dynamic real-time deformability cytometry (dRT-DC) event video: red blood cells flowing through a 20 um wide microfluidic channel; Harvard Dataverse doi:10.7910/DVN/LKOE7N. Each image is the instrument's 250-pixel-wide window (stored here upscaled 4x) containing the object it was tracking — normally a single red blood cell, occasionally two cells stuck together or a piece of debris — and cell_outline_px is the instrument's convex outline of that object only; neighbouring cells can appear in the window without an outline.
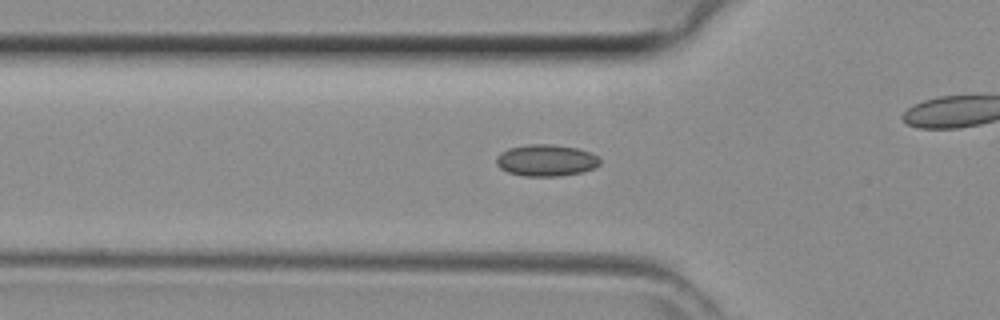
{"species": "common noctule bat (a hibernating species)", "species_latin": "Nyctalus noctula", "temperature_condition": "room temperature", "stored_images_in_passage": 44, "camera_frame_rate_fps": 3000, "um_per_image_px": 0.085, "animal": {"sex": "female", "body_mass_g": 29.2, "forearm_length_mm": 56.3}, "frame": {"image": 1, "passage_image": 14, "time_ms": 4.333, "image_size_px": [1000, 320], "cell_outline_px": [[600, 164], [596, 168], [584, 172], [556, 176], [524, 176], [508, 172], [500, 168], [496, 164], [496, 156], [500, 152], [508, 148], [524, 144], [552, 144], [576, 148], [600, 156]], "centroid_in_image_um": [46.42, 13.62], "position_along_channel_um": 79.4, "area_um2": 19.36}}
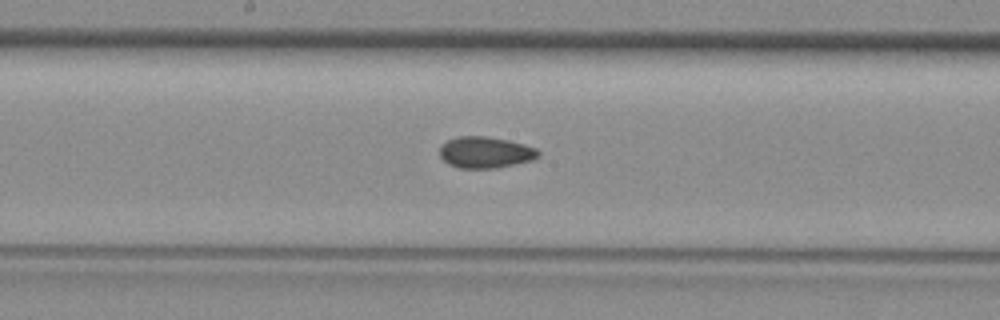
{"frame": {"image": 2, "passage_image": 22, "time_ms": 7.0, "image_size_px": [1000, 320], "cell_outline_px": [[540, 156], [532, 160], [496, 168], [460, 168], [448, 164], [440, 156], [440, 144], [448, 140], [460, 136], [488, 136], [508, 140], [524, 144], [536, 148], [540, 152]], "centroid_in_image_um": [41.26, 12.94], "position_along_channel_um": 206.9, "area_um2": 18.09}}
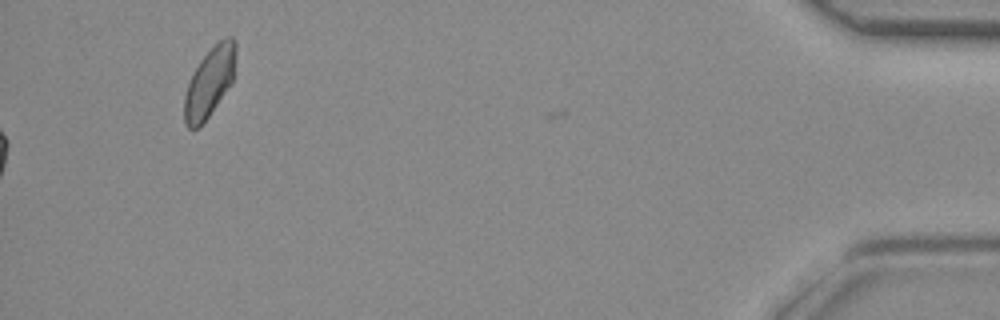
{"frame": {"image": 3, "passage_image": 44, "time_ms": 14.333, "image_size_px": [1000, 320], "cell_outline_px": [[236, 52], [232, 80], [208, 116], [196, 128], [188, 128], [184, 124], [184, 96], [188, 84], [200, 60], [224, 36], [232, 36], [236, 44]], "centroid_in_image_um": [17.8, 6.96], "position_along_channel_um": 417.4, "area_um2": 20.11}}